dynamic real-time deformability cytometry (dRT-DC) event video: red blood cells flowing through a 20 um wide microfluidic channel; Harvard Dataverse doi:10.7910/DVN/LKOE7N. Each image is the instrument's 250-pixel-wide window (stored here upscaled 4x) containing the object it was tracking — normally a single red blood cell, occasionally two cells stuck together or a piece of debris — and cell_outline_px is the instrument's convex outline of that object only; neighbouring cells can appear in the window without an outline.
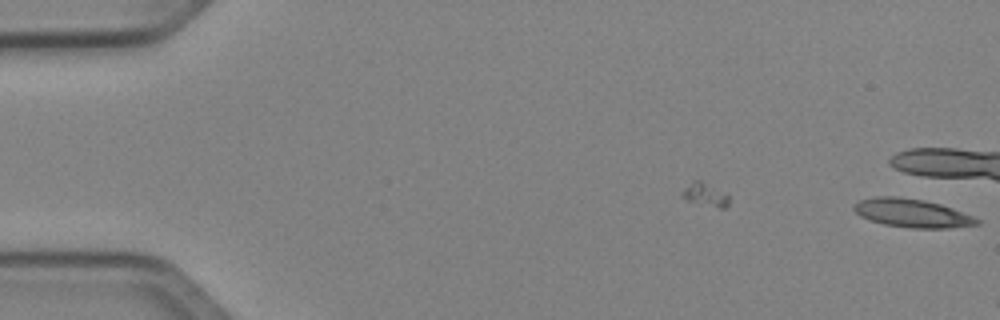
{"species": "Egyptian fruit bat (a non-hibernating species)", "species_latin": "Rousettus aegyptiacus", "temperature_condition": "cold", "stored_images_in_passage": 7, "camera_frame_rate_fps": 3000, "um_per_image_px": 0.085, "animal": {"sex": "female"}, "frame": {"image": 1, "passage_image": 7, "time_ms": 2.0, "image_size_px": [1000, 320], "cell_outline_px": [[980, 224], [952, 228], [908, 228], [884, 224], [868, 220], [860, 216], [852, 208], [860, 200], [876, 196], [896, 196], [924, 200], [940, 204], [952, 208], [972, 216], [980, 220]], "centroid_in_image_um": [77.52, 18.12], "position_along_channel_um": 7.5, "area_um2": 20.4}}